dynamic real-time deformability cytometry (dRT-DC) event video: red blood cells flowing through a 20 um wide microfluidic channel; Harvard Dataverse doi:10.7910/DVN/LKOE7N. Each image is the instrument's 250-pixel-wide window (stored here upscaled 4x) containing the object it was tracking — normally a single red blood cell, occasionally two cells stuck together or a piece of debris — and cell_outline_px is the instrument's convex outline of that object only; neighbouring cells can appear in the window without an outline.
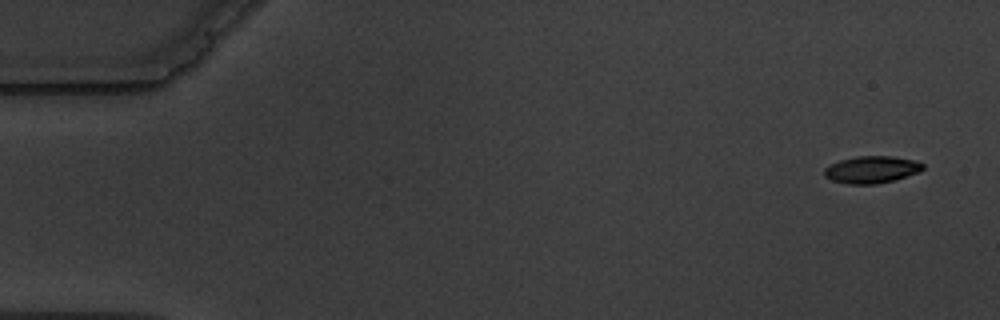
{"species": "common noctule bat (a hibernating species)", "species_latin": "Nyctalus noctula", "temperature_condition": "warm", "stored_images_in_passage": 6, "segment_of_instrument_passage": [1, 2], "camera_frame_rate_fps": 3000, "um_per_image_px": 0.085, "animal": {"sex": "male", "body_mass_g": 19.5, "forearm_length_mm": 54.6}, "frame": {"image": 1, "passage_image": 1, "time_ms": 0.0, "image_size_px": [1000, 320], "cell_outline_px": [[924, 168], [920, 172], [892, 180], [876, 184], [848, 184], [832, 180], [824, 176], [824, 168], [840, 160], [856, 156], [892, 156], [912, 160], [924, 164]], "centroid_in_image_um": [74.08, 14.41], "position_along_channel_um": 10.9, "area_um2": 15.43}}
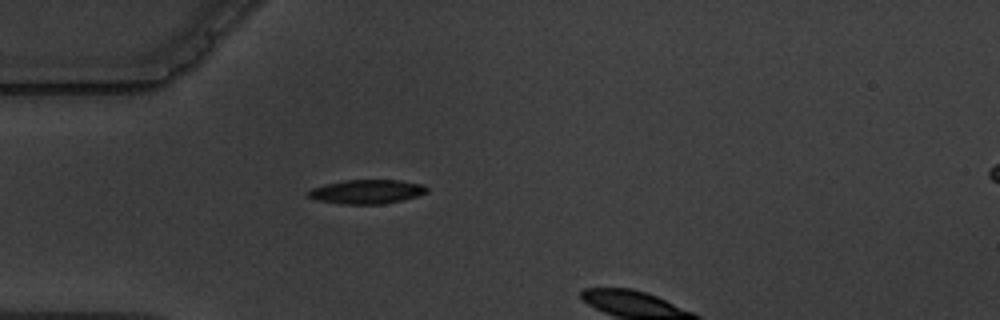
{"frame": {"image": 2, "passage_image": 5, "time_ms": 4.667, "image_size_px": [1000, 320], "cell_outline_px": [[428, 192], [416, 196], [384, 204], [340, 204], [316, 200], [308, 196], [308, 192], [312, 188], [344, 180], [400, 180], [424, 184], [428, 188]], "centroid_in_image_um": [31.2, 16.29], "position_along_channel_um": 53.8, "area_um2": 16.59}}